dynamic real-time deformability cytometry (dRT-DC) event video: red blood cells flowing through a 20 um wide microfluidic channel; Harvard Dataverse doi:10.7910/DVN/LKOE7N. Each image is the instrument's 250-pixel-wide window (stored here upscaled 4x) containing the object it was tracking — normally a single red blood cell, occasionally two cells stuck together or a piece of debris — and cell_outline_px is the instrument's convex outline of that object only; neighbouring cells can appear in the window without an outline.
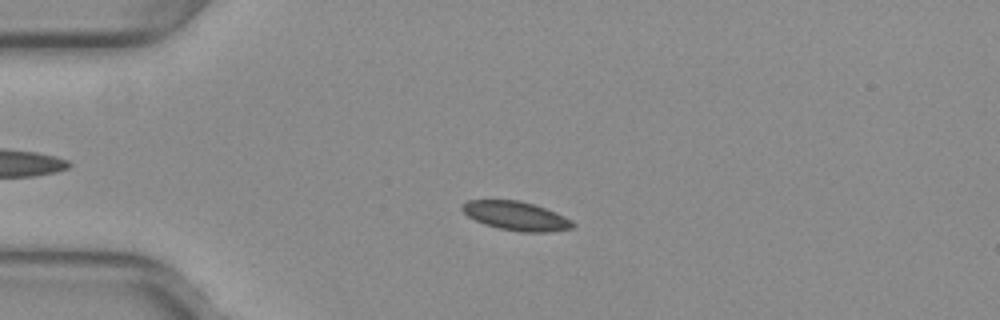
{"species": "common noctule bat (a hibernating species)", "species_latin": "Nyctalus noctula", "temperature_condition": "warm", "stored_images_in_passage": 53, "camera_frame_rate_fps": 3000, "um_per_image_px": 0.085, "animal": {"sex": "female", "body_mass_g": 29.2, "forearm_length_mm": 56.3}, "frame": {"image": 1, "passage_image": 13, "time_ms": 4.0, "image_size_px": [1000, 320], "cell_outline_px": [[576, 224], [572, 228], [548, 232], [520, 232], [500, 228], [484, 224], [468, 216], [460, 208], [468, 200], [520, 200], [556, 212], [572, 220]], "centroid_in_image_um": [43.89, 18.35], "position_along_channel_um": 41.1, "area_um2": 18.5}}
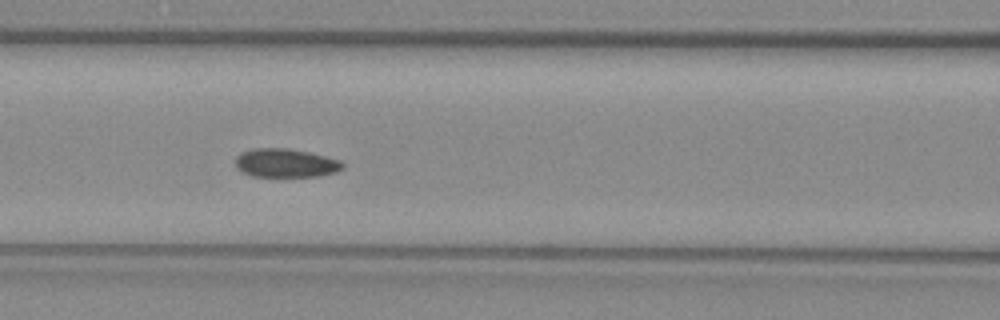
{"frame": {"image": 2, "passage_image": 23, "time_ms": 7.333, "image_size_px": [1000, 320], "cell_outline_px": [[344, 168], [336, 172], [320, 176], [252, 176], [236, 168], [236, 156], [240, 152], [252, 148], [288, 148], [308, 152], [340, 160], [344, 164]], "centroid_in_image_um": [24.27, 13.85], "position_along_channel_um": 142.3, "area_um2": 17.92}}
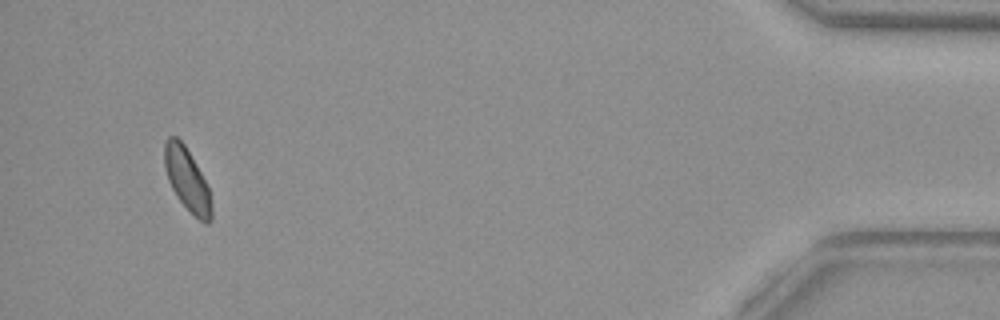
{"frame": {"image": 3, "passage_image": 50, "time_ms": 16.333, "image_size_px": [1000, 320], "cell_outline_px": [[212, 220], [208, 224], [204, 224], [176, 196], [168, 180], [164, 168], [164, 144], [168, 136], [176, 136], [184, 144], [200, 172], [208, 188], [212, 204]], "centroid_in_image_um": [15.89, 15.26], "position_along_channel_um": 419.3, "area_um2": 16.94}, "authors_computed_cell_mechanics": {"area_um2": 18.0336, "velocity_mm_per_s": 3.9374, "shape_relaxation_time_tau1_ms": null, "shape_relaxation_time_tau2_ms": 2.7516, "deformation_change_tau1": null, "deformation_change_tau2": 0.0687}}